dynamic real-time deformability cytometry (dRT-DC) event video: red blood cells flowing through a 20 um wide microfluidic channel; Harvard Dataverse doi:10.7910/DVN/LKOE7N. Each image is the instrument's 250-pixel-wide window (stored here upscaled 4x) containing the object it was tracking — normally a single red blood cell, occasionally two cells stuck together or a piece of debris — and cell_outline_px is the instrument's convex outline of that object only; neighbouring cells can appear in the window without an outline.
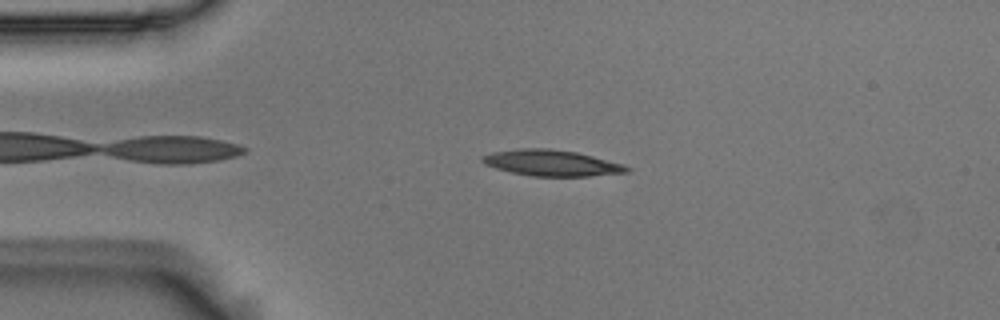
{"species": "Egyptian fruit bat (a non-hibernating species)", "species_latin": "Rousettus aegyptiacus", "temperature_condition": "room temperature", "stored_images_in_passage": 49, "camera_frame_rate_fps": 3000, "um_per_image_px": 0.085, "animal": {"sex": "male"}, "frame": {"image": 1, "passage_image": 7, "time_ms": 2.0, "image_size_px": [1000, 320], "cell_outline_px": [[632, 168], [628, 172], [588, 176], [532, 176], [512, 172], [496, 168], [484, 164], [480, 160], [480, 156], [492, 152], [520, 148], [548, 148], [576, 152], [624, 164]], "centroid_in_image_um": [46.87, 13.84], "position_along_channel_um": 38.1, "area_um2": 21.91}}
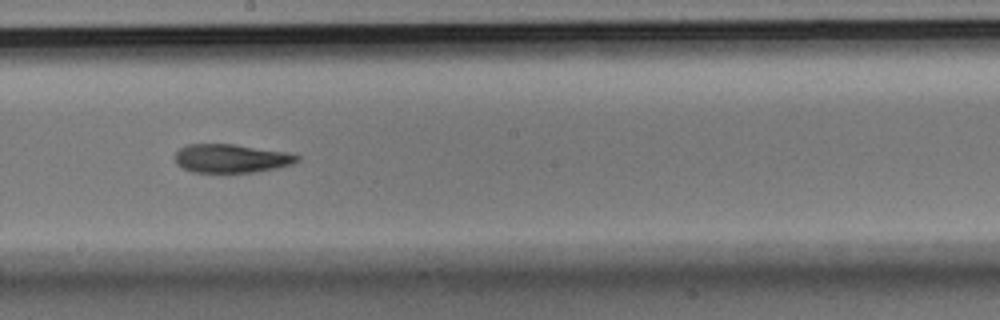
{"frame": {"image": 2, "passage_image": 25, "time_ms": 8.0, "image_size_px": [1000, 320], "cell_outline_px": [[300, 160], [292, 164], [276, 168], [252, 172], [192, 172], [176, 164], [176, 152], [180, 148], [188, 144], [236, 144], [292, 152], [300, 156]], "centroid_in_image_um": [19.71, 13.45], "position_along_channel_um": 228.5, "area_um2": 20.52}}
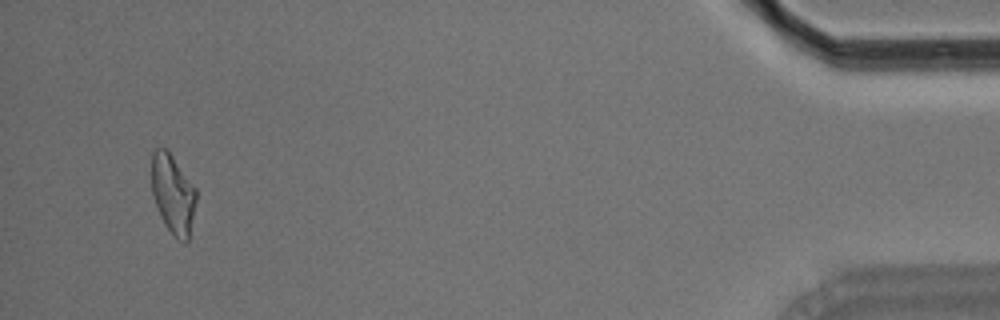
{"frame": {"image": 3, "passage_image": 47, "time_ms": 15.333, "image_size_px": [1000, 320], "cell_outline_px": [[196, 200], [188, 240], [184, 244], [176, 240], [164, 224], [160, 216], [152, 196], [152, 152], [156, 148], [164, 148], [172, 156], [196, 188]], "centroid_in_image_um": [14.69, 16.54], "position_along_channel_um": 420.5, "area_um2": 20.58}, "authors_computed_cell_mechanics": {"area_um2": 21.0392, "velocity_mm_per_s": 3.6667, "shape_relaxation_time_tau1_ms": 7.0179, "shape_relaxation_time_tau2_ms": 5.6464, "deformation_change_tau1": 0.1999, "deformation_change_tau2": 0.1567}}